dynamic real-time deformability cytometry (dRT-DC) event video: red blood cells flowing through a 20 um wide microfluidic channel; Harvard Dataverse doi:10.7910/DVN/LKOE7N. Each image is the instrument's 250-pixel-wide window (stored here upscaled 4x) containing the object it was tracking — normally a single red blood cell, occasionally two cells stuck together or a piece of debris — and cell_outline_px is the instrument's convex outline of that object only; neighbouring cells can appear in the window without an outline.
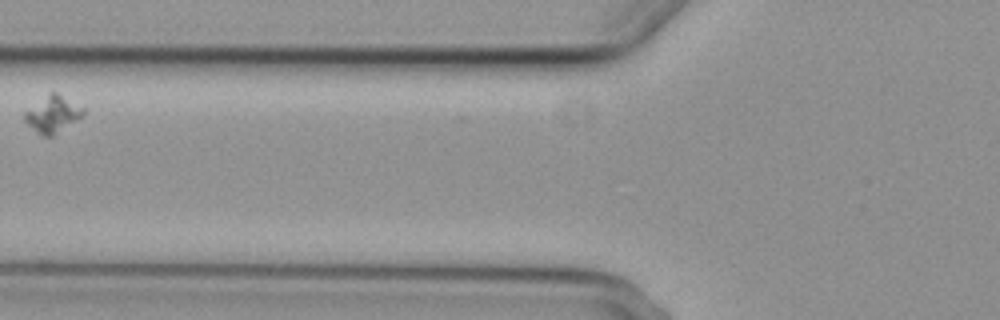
{"species": "common noctule bat (a hibernating species)", "species_latin": "Nyctalus noctula", "temperature_condition": "cold", "stored_images_in_passage": 6, "camera_frame_rate_fps": 3000, "um_per_image_px": 0.085, "animal": {"sex": "female", "body_mass_g": 29.2, "forearm_length_mm": 56.3}, "frame": {"image": 1, "passage_image": 6, "time_ms": 7.333, "image_size_px": [1000, 320], "cell_outline_px": [[84, 116], [52, 136], [44, 136], [36, 132], [24, 120], [24, 112], [48, 92], [56, 92], [84, 108]], "centroid_in_image_um": [4.48, 9.7], "position_along_channel_um": 121.3, "area_um2": 12.43}}